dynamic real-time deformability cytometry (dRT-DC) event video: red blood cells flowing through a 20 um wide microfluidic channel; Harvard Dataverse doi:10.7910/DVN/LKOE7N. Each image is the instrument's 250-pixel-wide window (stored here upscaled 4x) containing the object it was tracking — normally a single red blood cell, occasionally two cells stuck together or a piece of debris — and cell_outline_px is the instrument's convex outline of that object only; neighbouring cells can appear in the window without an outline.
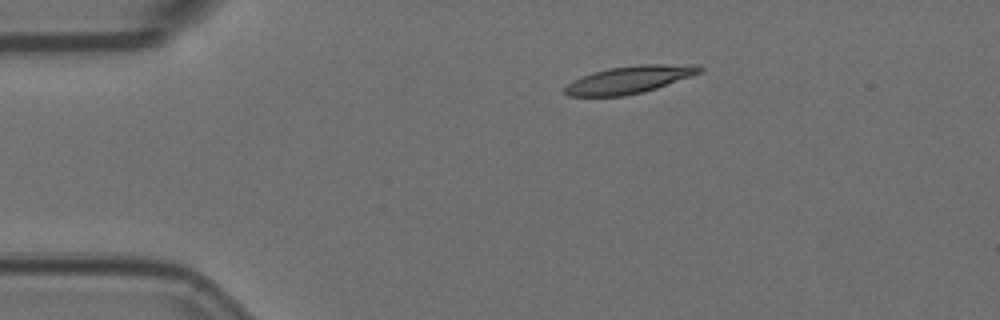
{"species": "Egyptian fruit bat (a non-hibernating species)", "species_latin": "Rousettus aegyptiacus", "temperature_condition": "room temperature", "stored_images_in_passage": 3, "camera_frame_rate_fps": 3000, "um_per_image_px": 0.085, "animal": {"sex": "female"}, "frame": {"image": 1, "passage_image": 1, "time_ms": 0.0, "image_size_px": [1000, 320], "cell_outline_px": [[704, 68], [700, 72], [656, 88], [644, 92], [624, 96], [568, 96], [564, 92], [564, 88], [572, 80], [592, 72], [608, 68], [640, 64], [700, 64]], "centroid_in_image_um": [53.48, 6.76], "position_along_channel_um": 31.5, "area_um2": 21.56}}